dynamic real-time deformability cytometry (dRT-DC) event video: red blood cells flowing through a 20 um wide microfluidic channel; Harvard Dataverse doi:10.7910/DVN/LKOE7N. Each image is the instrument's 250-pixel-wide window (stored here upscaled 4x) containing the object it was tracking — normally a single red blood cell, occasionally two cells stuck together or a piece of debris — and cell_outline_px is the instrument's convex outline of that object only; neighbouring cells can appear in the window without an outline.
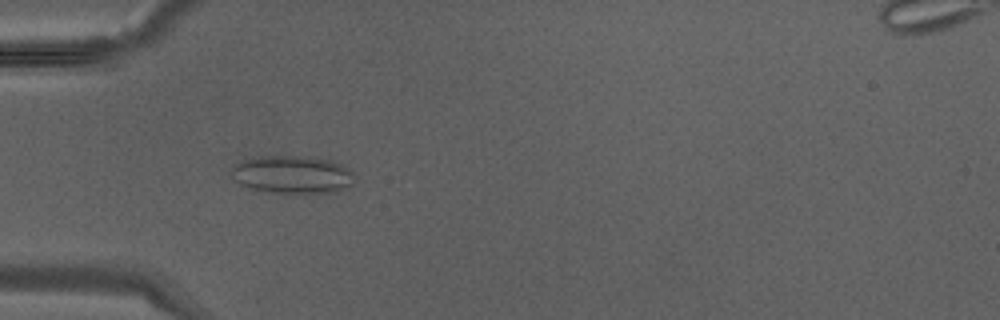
{"species": "Egyptian fruit bat (a non-hibernating species)", "species_latin": "Rousettus aegyptiacus", "temperature_condition": "warm", "stored_images_in_passage": 32, "camera_frame_rate_fps": 3000, "um_per_image_px": 0.085, "animal": {"sex": "male"}, "frame": {"image": 1, "passage_image": 5, "time_ms": 1.333, "image_size_px": [1000, 320], "cell_outline_px": [[352, 184], [336, 192], [268, 192], [252, 188], [240, 184], [228, 172], [240, 160], [256, 156], [312, 156], [332, 160], [348, 168], [352, 172]], "centroid_in_image_um": [24.81, 14.81], "position_along_channel_um": 60.2, "area_um2": 27.11}}